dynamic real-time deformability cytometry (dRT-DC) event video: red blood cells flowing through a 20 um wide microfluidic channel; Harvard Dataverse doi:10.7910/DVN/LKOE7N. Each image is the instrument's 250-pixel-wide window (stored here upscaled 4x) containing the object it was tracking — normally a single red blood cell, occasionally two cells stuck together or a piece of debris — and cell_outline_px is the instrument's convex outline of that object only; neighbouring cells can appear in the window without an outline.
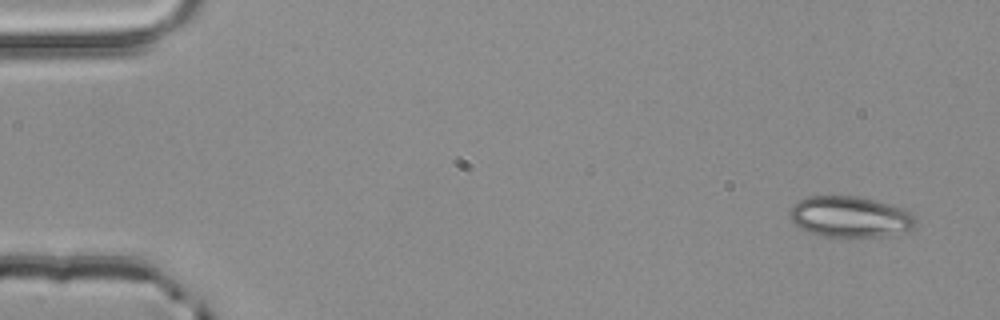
{"species": "common noctule bat (a hibernating species)", "species_latin": "Nyctalus noctula", "temperature_condition": "room temperature", "stored_images_in_passage": 4, "camera_frame_rate_fps": 3000, "um_per_image_px": 0.085, "animal": {"sex": "male", "body_mass_g": 20.4}, "frame": {"image": 1, "passage_image": 1, "time_ms": 0.0, "image_size_px": [1000, 320], "cell_outline_px": [[916, 224], [912, 228], [904, 232], [888, 236], [824, 236], [808, 232], [800, 228], [788, 216], [788, 208], [800, 200], [812, 196], [856, 196], [888, 204], [912, 212], [916, 220]], "centroid_in_image_um": [72.24, 18.43], "position_along_channel_um": 12.8, "area_um2": 29.88}}